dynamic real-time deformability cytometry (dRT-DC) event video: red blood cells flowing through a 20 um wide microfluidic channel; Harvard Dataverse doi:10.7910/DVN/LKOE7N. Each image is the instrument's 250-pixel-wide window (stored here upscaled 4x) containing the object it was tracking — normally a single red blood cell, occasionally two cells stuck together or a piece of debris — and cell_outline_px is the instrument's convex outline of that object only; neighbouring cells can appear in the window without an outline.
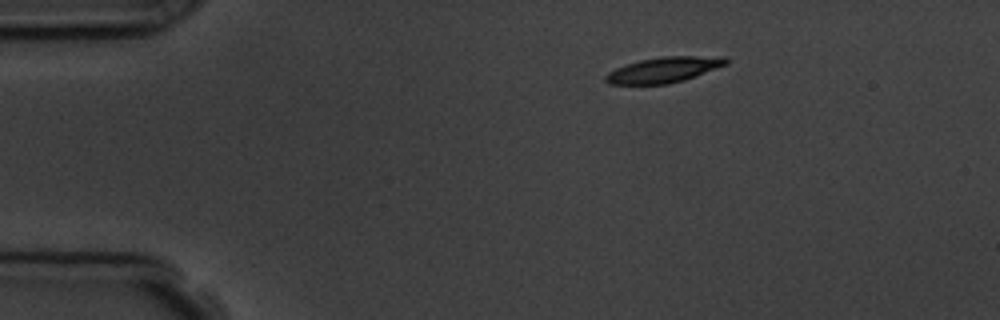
{"species": "common noctule bat (a hibernating species)", "species_latin": "Nyctalus noctula", "temperature_condition": "room temperature", "stored_images_in_passage": 3, "camera_frame_rate_fps": 3000, "um_per_image_px": 0.085, "animal": {"sex": "male", "body_mass_g": 19.5, "forearm_length_mm": 54.6}, "frame": {"image": 1, "passage_image": 1, "time_ms": 0.0, "image_size_px": [1000, 320], "cell_outline_px": [[728, 64], [684, 80], [668, 84], [608, 84], [604, 80], [604, 76], [608, 72], [616, 68], [640, 60], [660, 56], [724, 56], [728, 60]], "centroid_in_image_um": [56.43, 5.93], "position_along_channel_um": 28.6, "area_um2": 17.92}}
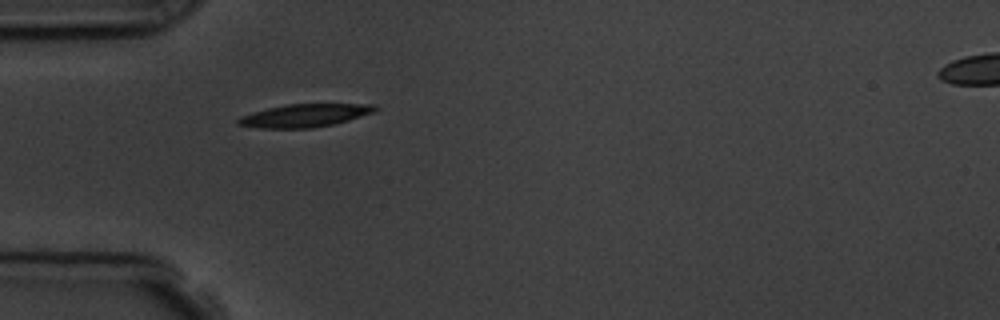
{"frame": {"image": 2, "passage_image": 3, "time_ms": 2.333, "image_size_px": [1000, 320], "cell_outline_px": [[380, 108], [372, 112], [348, 120], [332, 124], [312, 128], [260, 128], [236, 124], [236, 120], [240, 116], [252, 112], [268, 108], [288, 104], [372, 104]], "centroid_in_image_um": [25.85, 9.82], "position_along_channel_um": 59.1, "area_um2": 18.15}}